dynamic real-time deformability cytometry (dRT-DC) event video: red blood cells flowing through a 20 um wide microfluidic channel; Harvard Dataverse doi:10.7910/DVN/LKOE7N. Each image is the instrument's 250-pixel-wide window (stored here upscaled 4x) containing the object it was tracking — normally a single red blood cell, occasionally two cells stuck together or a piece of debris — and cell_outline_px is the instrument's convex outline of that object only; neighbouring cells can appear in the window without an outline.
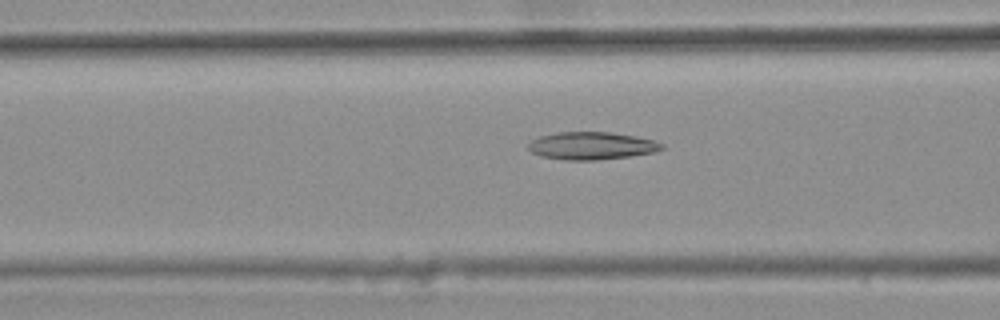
{"species": "common noctule bat (a hibernating species)", "species_latin": "Nyctalus noctula", "temperature_condition": "warm", "stored_images_in_passage": 38, "camera_frame_rate_fps": 3000, "um_per_image_px": 0.085, "animal": {"sex": "female", "body_mass_g": 25.1}, "frame": {"image": 1, "passage_image": 11, "time_ms": 3.333, "image_size_px": [1000, 320], "cell_outline_px": [[664, 148], [656, 152], [628, 156], [596, 160], [564, 160], [540, 156], [532, 152], [528, 148], [528, 144], [532, 140], [540, 136], [556, 132], [612, 132], [636, 136], [652, 140], [664, 144]], "centroid_in_image_um": [50.28, 12.39], "position_along_channel_um": 116.3, "area_um2": 21.5}}
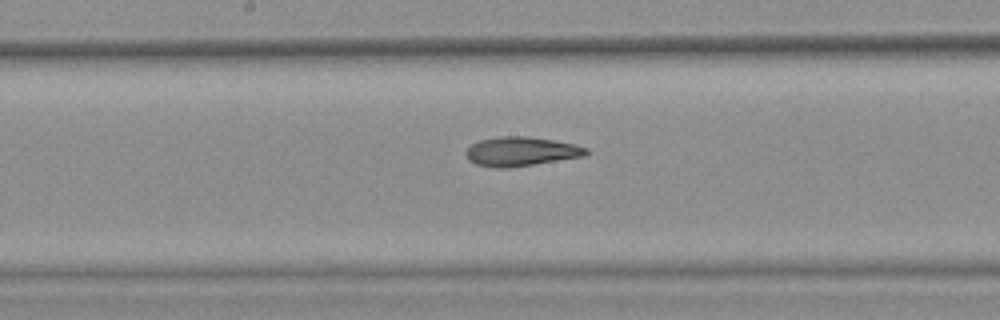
{"frame": {"image": 2, "passage_image": 18, "time_ms": 5.667, "image_size_px": [1000, 320], "cell_outline_px": [[592, 152], [584, 156], [508, 168], [496, 168], [476, 164], [468, 160], [464, 152], [472, 144], [480, 140], [500, 136], [528, 136], [576, 144], [588, 148]], "centroid_in_image_um": [44.3, 12.87], "position_along_channel_um": 203.9, "area_um2": 20.52}}
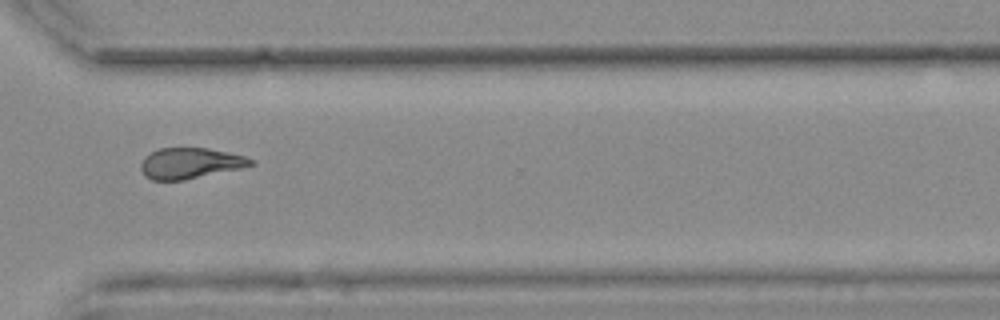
{"frame": {"image": 3, "passage_image": 30, "time_ms": 9.667, "image_size_px": [1000, 320], "cell_outline_px": [[256, 164], [240, 168], [184, 180], [152, 180], [144, 176], [140, 168], [140, 164], [144, 156], [160, 148], [208, 148], [244, 156], [252, 160]], "centroid_in_image_um": [16.12, 13.88], "position_along_channel_um": 354.5, "area_um2": 19.59}, "authors_computed_cell_mechanics": {"area_um2": 20.519, "velocity_mm_per_s": 3.7571, "shape_relaxation_time_tau1_ms": null, "shape_relaxation_time_tau2_ms": 3.6693, "deformation_change_tau1": null, "deformation_change_tau2": 0.1228}}